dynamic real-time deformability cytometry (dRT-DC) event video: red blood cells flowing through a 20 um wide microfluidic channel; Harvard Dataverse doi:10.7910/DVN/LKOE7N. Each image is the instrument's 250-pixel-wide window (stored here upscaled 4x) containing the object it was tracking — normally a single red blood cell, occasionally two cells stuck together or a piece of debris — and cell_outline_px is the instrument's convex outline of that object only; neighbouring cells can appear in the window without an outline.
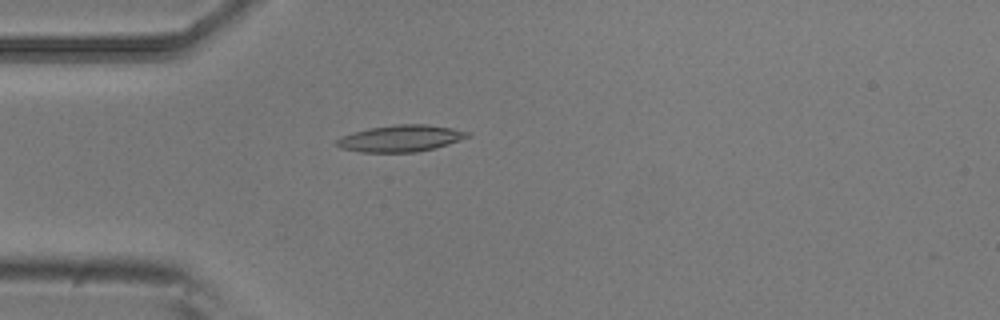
{"species": "common noctule bat (a hibernating species)", "species_latin": "Nyctalus noctula", "temperature_condition": "room temperature", "stored_images_in_passage": 4, "camera_frame_rate_fps": 3000, "um_per_image_px": 0.085, "animal": {"sex": "male", "body_mass_g": 20.5, "forearm_length_mm": 52.5}, "frame": {"image": 1, "passage_image": 4, "time_ms": 1.0, "image_size_px": [1000, 320], "cell_outline_px": [[472, 136], [448, 144], [416, 152], [360, 152], [340, 148], [332, 144], [340, 136], [352, 132], [368, 128], [396, 124], [428, 124], [452, 128], [472, 132]], "centroid_in_image_um": [34.03, 11.75], "position_along_channel_um": 51.0, "area_um2": 20.58}}